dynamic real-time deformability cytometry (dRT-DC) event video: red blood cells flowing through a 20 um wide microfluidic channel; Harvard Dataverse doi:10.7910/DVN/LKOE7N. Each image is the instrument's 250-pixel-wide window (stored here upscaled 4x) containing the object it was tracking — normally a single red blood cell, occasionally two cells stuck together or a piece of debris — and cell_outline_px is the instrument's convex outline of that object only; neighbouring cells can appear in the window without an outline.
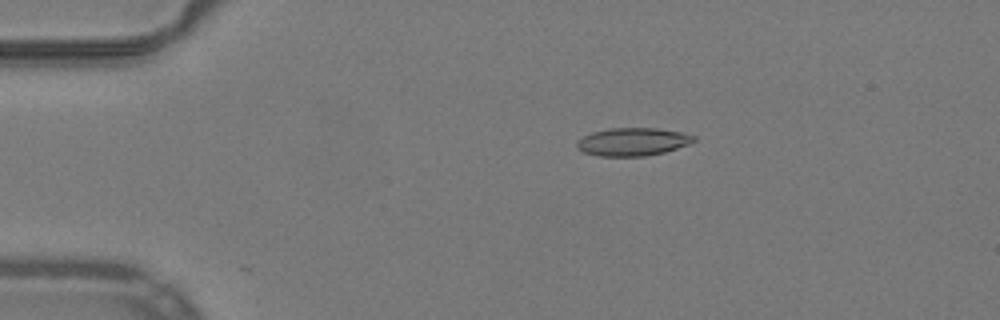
{"species": "common noctule bat (a hibernating species)", "species_latin": "Nyctalus noctula", "temperature_condition": "warm", "stored_images_in_passage": 11, "camera_frame_rate_fps": 3000, "um_per_image_px": 0.085, "animal": {"sex": "male", "body_mass_g": 19.2, "forearm_length_mm": 51.8}, "frame": {"image": 1, "passage_image": 11, "time_ms": 3.333, "image_size_px": [1000, 320], "cell_outline_px": [[696, 140], [688, 144], [664, 152], [644, 156], [600, 156], [584, 152], [576, 148], [576, 140], [592, 132], [608, 128], [656, 128], [680, 132], [696, 136]], "centroid_in_image_um": [53.75, 12.05], "position_along_channel_um": 31.3, "area_um2": 19.02}}